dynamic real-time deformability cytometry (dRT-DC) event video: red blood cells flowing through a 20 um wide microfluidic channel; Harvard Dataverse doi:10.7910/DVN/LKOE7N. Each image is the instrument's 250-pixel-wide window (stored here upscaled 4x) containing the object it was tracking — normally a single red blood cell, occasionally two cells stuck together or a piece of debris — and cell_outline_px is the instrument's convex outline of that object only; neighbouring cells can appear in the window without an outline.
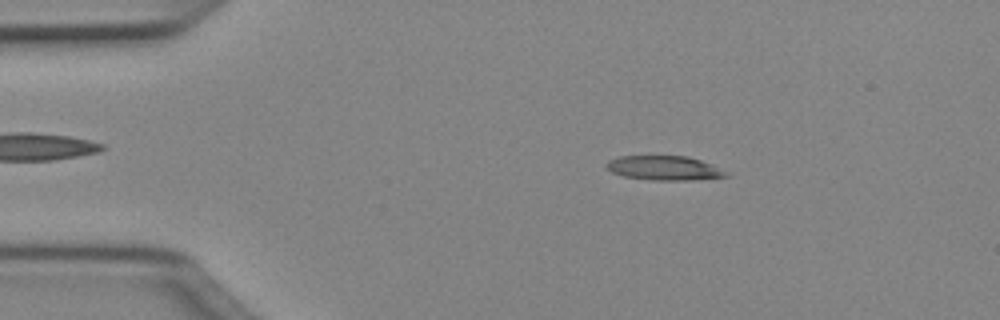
{"species": "Egyptian fruit bat (a non-hibernating species)", "species_latin": "Rousettus aegyptiacus", "temperature_condition": "cold", "stored_images_in_passage": 14, "camera_frame_rate_fps": 3000, "um_per_image_px": 0.085, "animal": {"sex": "female"}, "frame": {"image": 1, "passage_image": 8, "time_ms": 2.333, "image_size_px": [1000, 320], "cell_outline_px": [[732, 176], [692, 180], [652, 180], [624, 176], [612, 172], [604, 168], [604, 164], [608, 160], [620, 156], [688, 156], [700, 160], [728, 172]], "centroid_in_image_um": [56.43, 14.28], "position_along_channel_um": 28.6, "area_um2": 17.05}}